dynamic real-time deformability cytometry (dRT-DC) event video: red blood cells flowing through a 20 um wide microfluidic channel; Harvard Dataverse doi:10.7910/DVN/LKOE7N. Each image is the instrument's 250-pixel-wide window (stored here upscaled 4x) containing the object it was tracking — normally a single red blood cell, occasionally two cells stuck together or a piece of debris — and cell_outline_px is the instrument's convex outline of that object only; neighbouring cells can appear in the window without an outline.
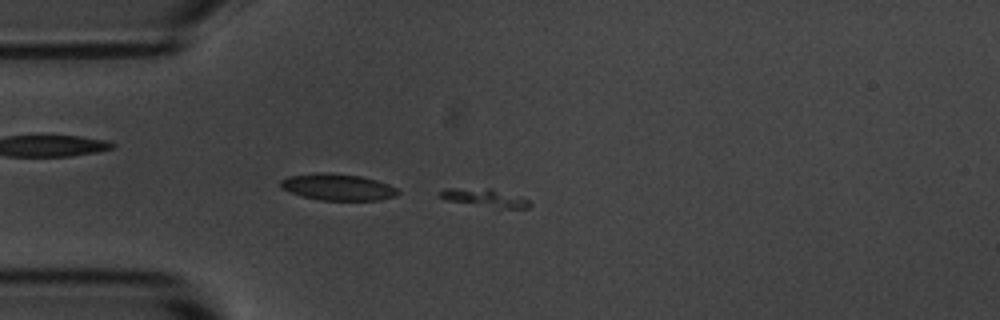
{"species": "common noctule bat (a hibernating species)", "species_latin": "Nyctalus noctula", "temperature_condition": "room temperature", "stored_images_in_passage": 4, "camera_frame_rate_fps": 3000, "um_per_image_px": 0.085, "animal": {"sex": "male", "body_mass_g": 20.1, "forearm_length_mm": 53.5}, "frame": {"image": 1, "passage_image": 4, "time_ms": 3.333, "image_size_px": [1000, 320], "cell_outline_px": [[532, 204], [528, 208], [496, 212], [444, 200], [440, 196], [440, 192], [444, 188], [492, 188], [520, 196], [528, 200]], "centroid_in_image_um": [41.26, 16.9], "position_along_channel_um": 43.7, "area_um2": 10.81}}